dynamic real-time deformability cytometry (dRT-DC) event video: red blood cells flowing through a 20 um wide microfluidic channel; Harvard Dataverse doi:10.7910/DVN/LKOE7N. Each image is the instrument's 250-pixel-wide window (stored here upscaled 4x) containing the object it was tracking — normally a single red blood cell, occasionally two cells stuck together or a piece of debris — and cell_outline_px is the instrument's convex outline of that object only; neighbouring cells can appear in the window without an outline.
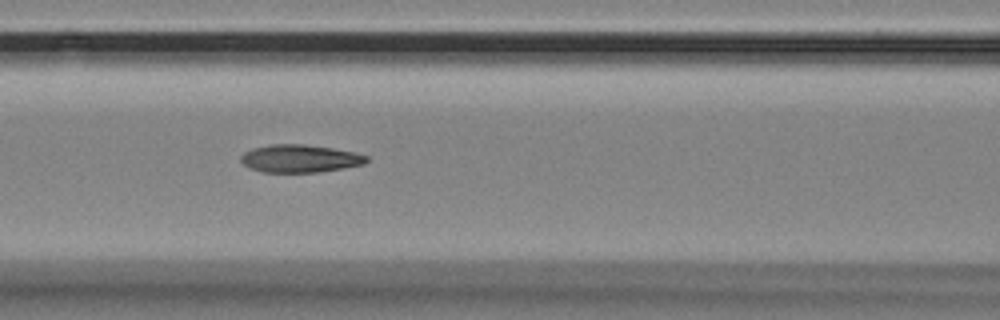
{"species": "Egyptian fruit bat (a non-hibernating species)", "species_latin": "Rousettus aegyptiacus", "temperature_condition": "room temperature", "stored_images_in_passage": 7, "segment_of_instrument_passage": [1, 2], "camera_frame_rate_fps": 3000, "um_per_image_px": 0.085, "animal": {"sex": "female"}, "frame": {"image": 1, "passage_image": 4, "time_ms": 1.0, "image_size_px": [1000, 320], "cell_outline_px": [[368, 160], [364, 164], [316, 172], [264, 172], [248, 168], [240, 160], [240, 156], [244, 152], [252, 148], [268, 144], [304, 144], [332, 148], [356, 152], [368, 156]], "centroid_in_image_um": [25.46, 13.46], "position_along_channel_um": 141.1, "area_um2": 20.35}}
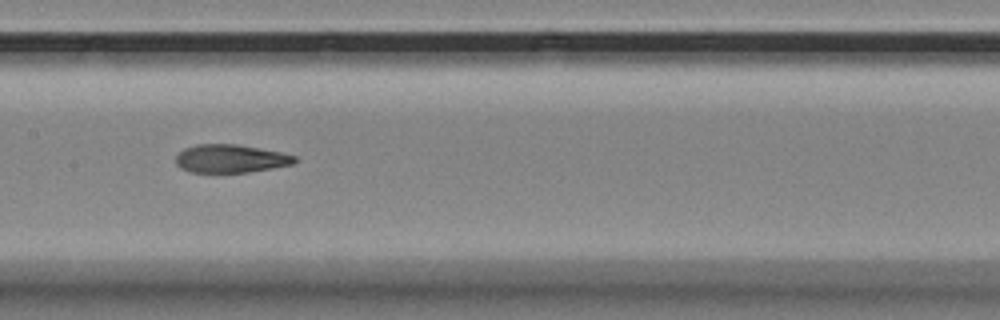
{"frame": {"image": 2, "passage_image": 5, "time_ms": 1.333, "image_size_px": [1000, 320], "cell_outline_px": [[296, 160], [292, 164], [272, 168], [248, 172], [192, 172], [180, 168], [176, 164], [176, 156], [184, 148], [196, 144], [236, 144], [280, 152], [296, 156]], "centroid_in_image_um": [19.57, 13.48], "position_along_channel_um": 187.8, "area_um2": 19.36}}
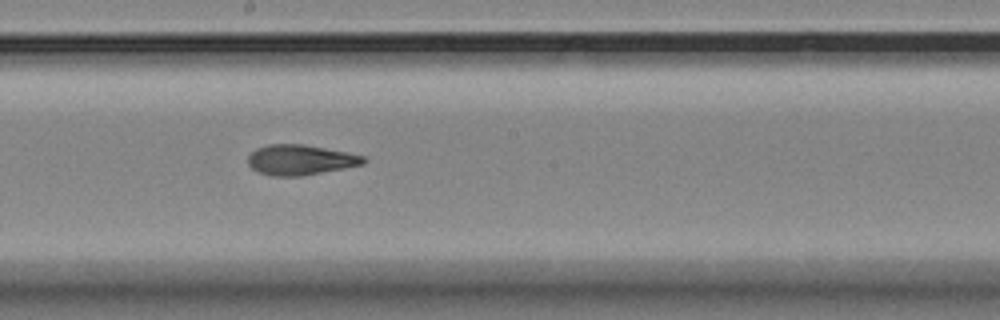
{"frame": {"image": 3, "passage_image": 6, "time_ms": 1.667, "image_size_px": [1000, 320], "cell_outline_px": [[368, 160], [364, 164], [304, 176], [272, 176], [260, 172], [252, 168], [248, 164], [248, 156], [256, 148], [268, 144], [304, 144], [364, 156]], "centroid_in_image_um": [25.52, 13.59], "position_along_channel_um": 222.7, "area_um2": 20.29}}